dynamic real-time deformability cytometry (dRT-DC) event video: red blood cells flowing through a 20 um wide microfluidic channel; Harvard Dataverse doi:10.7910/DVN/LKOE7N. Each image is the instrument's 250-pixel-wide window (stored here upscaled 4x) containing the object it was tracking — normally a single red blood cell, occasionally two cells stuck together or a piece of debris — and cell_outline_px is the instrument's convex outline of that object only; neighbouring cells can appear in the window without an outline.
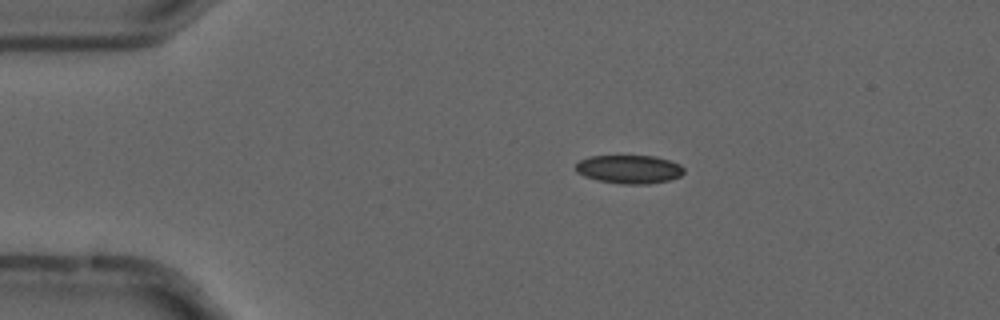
{"species": "common noctule bat (a hibernating species)", "species_latin": "Nyctalus noctula", "temperature_condition": "cold", "stored_images_in_passage": 6, "camera_frame_rate_fps": 3000, "um_per_image_px": 0.085, "animal": {"sex": "male", "forearm_length_mm": 52.5}, "frame": {"image": 1, "passage_image": 3, "time_ms": 0.667, "image_size_px": [1000, 320], "cell_outline_px": [[684, 172], [680, 176], [668, 180], [648, 184], [620, 184], [596, 180], [584, 176], [576, 172], [576, 164], [580, 160], [588, 156], [656, 156], [680, 164], [684, 168]], "centroid_in_image_um": [53.47, 14.39], "position_along_channel_um": 31.5, "area_um2": 18.03}}
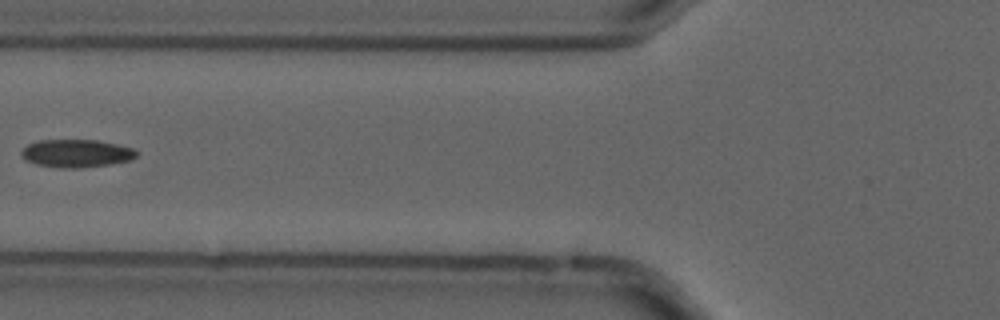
{"frame": {"image": 2, "passage_image": 6, "time_ms": 1.667, "image_size_px": [1000, 320], "cell_outline_px": [[140, 152], [136, 156], [128, 160], [108, 164], [80, 168], [60, 168], [36, 164], [20, 156], [20, 152], [28, 144], [36, 140], [96, 140], [116, 144], [132, 148]], "centroid_in_image_um": [6.46, 13.03], "position_along_channel_um": 119.3, "area_um2": 18.61}}